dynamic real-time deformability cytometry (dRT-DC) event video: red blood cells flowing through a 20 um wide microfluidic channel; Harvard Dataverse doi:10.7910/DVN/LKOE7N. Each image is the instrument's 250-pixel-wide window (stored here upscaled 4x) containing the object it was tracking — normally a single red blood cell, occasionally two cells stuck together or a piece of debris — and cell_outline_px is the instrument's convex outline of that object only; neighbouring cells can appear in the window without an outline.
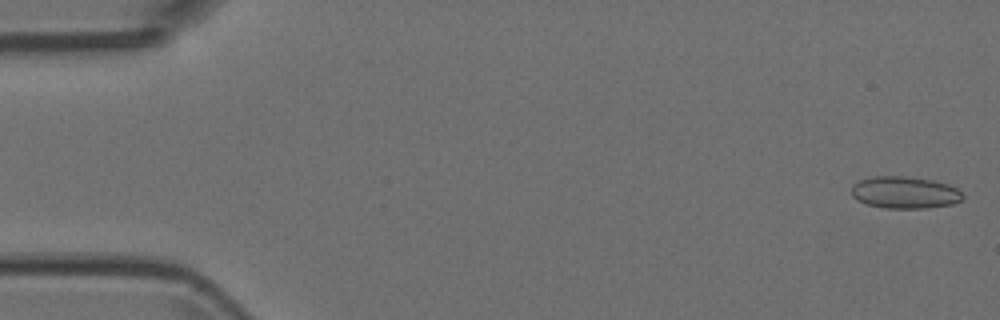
{"species": "Egyptian fruit bat (a non-hibernating species)", "species_latin": "Rousettus aegyptiacus", "temperature_condition": "room temperature", "stored_images_in_passage": 5, "camera_frame_rate_fps": 3000, "um_per_image_px": 0.085, "animal": {"sex": "female"}, "frame": {"image": 1, "passage_image": 1, "time_ms": 0.0, "image_size_px": [1000, 320], "cell_outline_px": [[964, 196], [960, 200], [952, 204], [928, 208], [884, 208], [868, 204], [856, 200], [852, 196], [852, 184], [860, 180], [872, 176], [908, 176], [932, 180], [948, 184], [956, 188]], "centroid_in_image_um": [76.88, 16.36], "position_along_channel_um": 8.1, "area_um2": 20.81}}
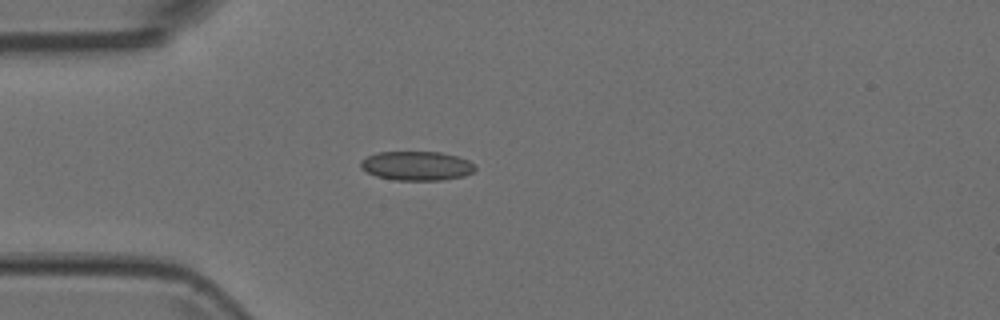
{"frame": {"image": 2, "passage_image": 4, "time_ms": 1.0, "image_size_px": [1000, 320], "cell_outline_px": [[476, 168], [472, 172], [464, 176], [440, 180], [396, 180], [376, 176], [360, 168], [360, 160], [376, 152], [440, 152], [456, 156], [468, 160]], "centroid_in_image_um": [35.38, 14.09], "position_along_channel_um": 49.6, "area_um2": 19.36}}